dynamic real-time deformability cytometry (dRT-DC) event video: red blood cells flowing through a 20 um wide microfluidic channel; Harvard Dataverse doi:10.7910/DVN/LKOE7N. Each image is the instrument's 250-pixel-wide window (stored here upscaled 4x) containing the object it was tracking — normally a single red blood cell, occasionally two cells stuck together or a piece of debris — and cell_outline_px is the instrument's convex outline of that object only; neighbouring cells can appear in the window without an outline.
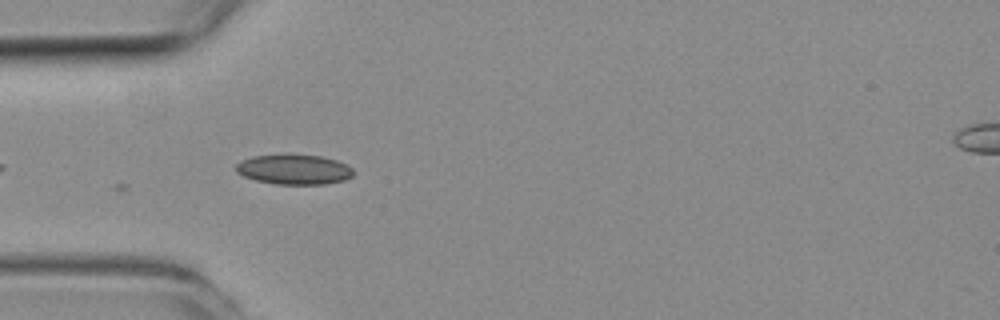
{"species": "common noctule bat (a hibernating species)", "species_latin": "Nyctalus noctula", "temperature_condition": "room temperature", "stored_images_in_passage": 8, "camera_frame_rate_fps": 3000, "um_per_image_px": 0.085, "animal": {"sex": "female", "body_mass_g": 19.3, "forearm_length_mm": 54.1}, "frame": {"image": 1, "passage_image": 1, "time_ms": 0.0, "image_size_px": [1000, 320], "cell_outline_px": [[352, 176], [344, 180], [324, 184], [276, 184], [256, 180], [244, 176], [236, 172], [236, 164], [240, 160], [252, 156], [320, 156], [336, 160], [352, 168]], "centroid_in_image_um": [24.97, 14.42], "position_along_channel_um": 60.0, "area_um2": 19.94}}